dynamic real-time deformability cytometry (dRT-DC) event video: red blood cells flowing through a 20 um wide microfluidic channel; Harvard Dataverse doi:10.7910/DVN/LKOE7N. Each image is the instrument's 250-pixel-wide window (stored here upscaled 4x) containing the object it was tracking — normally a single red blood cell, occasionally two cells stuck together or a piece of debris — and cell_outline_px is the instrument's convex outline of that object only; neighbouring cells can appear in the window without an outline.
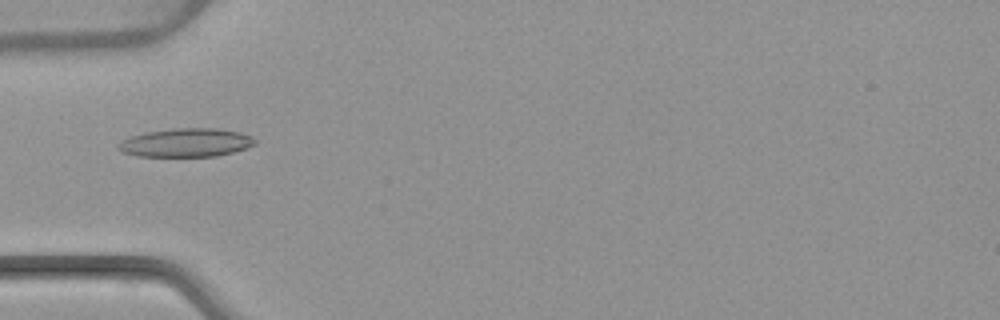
{"species": "common noctule bat (a hibernating species)", "species_latin": "Nyctalus noctula", "temperature_condition": "warm", "stored_images_in_passage": 4, "camera_frame_rate_fps": 3000, "um_per_image_px": 0.085, "animal": {"sex": "female", "body_mass_g": 22.7, "forearm_length_mm": 54.2}, "frame": {"image": 1, "passage_image": 4, "time_ms": 3.667, "image_size_px": [1000, 320], "cell_outline_px": [[256, 144], [248, 148], [216, 156], [136, 156], [120, 152], [116, 148], [116, 144], [120, 140], [132, 136], [148, 132], [176, 128], [216, 128], [240, 132], [252, 136], [256, 140]], "centroid_in_image_um": [15.8, 12.13], "position_along_channel_um": 69.2, "area_um2": 22.89}}